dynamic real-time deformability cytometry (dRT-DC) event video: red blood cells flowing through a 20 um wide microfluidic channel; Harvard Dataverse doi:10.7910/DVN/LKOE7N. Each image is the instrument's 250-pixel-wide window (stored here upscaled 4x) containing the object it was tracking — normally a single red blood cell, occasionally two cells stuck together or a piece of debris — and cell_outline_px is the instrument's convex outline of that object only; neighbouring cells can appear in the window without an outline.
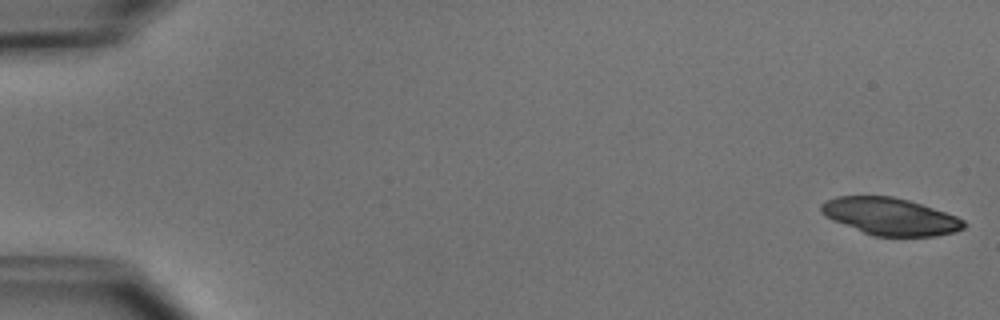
{"species": "common noctule bat (a hibernating species)", "species_latin": "Nyctalus noctula", "temperature_condition": "cold", "stored_images_in_passage": 7, "camera_frame_rate_fps": 3000, "um_per_image_px": 0.085, "animal": {"sex": "male", "body_mass_g": 15.6}, "frame": {"image": 1, "passage_image": 1, "time_ms": 0.0, "image_size_px": [1000, 320], "cell_outline_px": [[968, 224], [964, 228], [956, 232], [936, 236], [872, 236], [832, 220], [824, 216], [820, 212], [820, 204], [824, 200], [836, 196], [892, 196], [908, 200], [956, 216], [964, 220]], "centroid_in_image_um": [75.64, 18.4], "position_along_channel_um": 9.4, "area_um2": 31.1}}
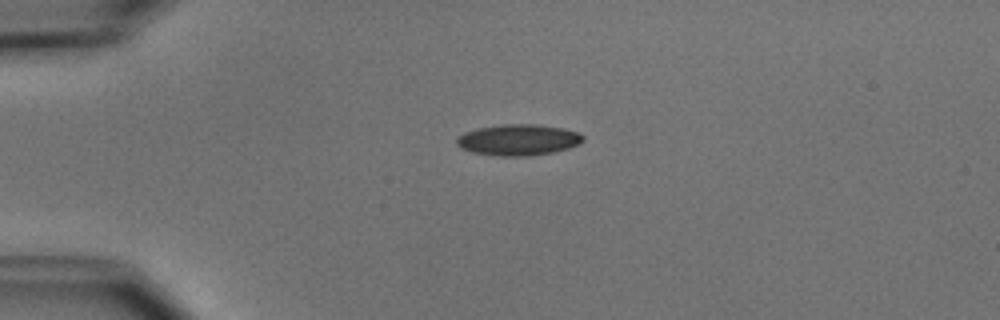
{"frame": {"image": 2, "passage_image": 3, "time_ms": 6.333, "image_size_px": [1000, 320], "cell_outline_px": [[584, 140], [580, 144], [568, 148], [552, 152], [528, 156], [496, 156], [472, 152], [460, 148], [456, 144], [456, 140], [464, 132], [476, 128], [504, 124], [536, 124], [564, 128], [576, 132], [584, 136]], "centroid_in_image_um": [44.05, 11.89], "position_along_channel_um": 41.0, "area_um2": 23.0}}
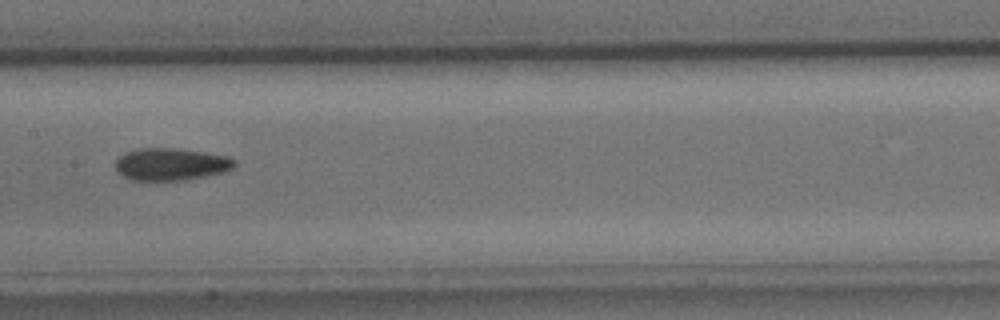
{"frame": {"image": 3, "passage_image": 7, "time_ms": 11.0, "image_size_px": [1000, 320], "cell_outline_px": [[236, 164], [232, 168], [224, 172], [184, 180], [132, 180], [116, 172], [116, 160], [124, 152], [140, 148], [176, 148], [228, 156], [236, 160]], "centroid_in_image_um": [14.52, 13.95], "position_along_channel_um": 192.9, "area_um2": 22.37}}